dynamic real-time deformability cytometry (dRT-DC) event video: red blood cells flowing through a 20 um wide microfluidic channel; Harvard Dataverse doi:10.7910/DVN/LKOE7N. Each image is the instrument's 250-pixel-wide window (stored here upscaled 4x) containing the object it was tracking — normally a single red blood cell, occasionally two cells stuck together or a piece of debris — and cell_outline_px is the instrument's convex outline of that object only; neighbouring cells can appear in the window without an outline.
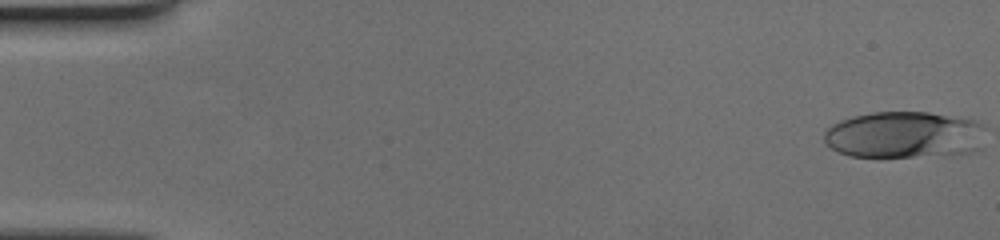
{"species": "human", "species_latin": "Homo sapiens", "temperature_condition": "cold", "stored_images_in_passage": 50, "camera_frame_rate_fps": 3000, "um_per_image_px": 0.085, "donor": {"sex": "female"}, "frame": {"image": 1, "passage_image": 1, "time_ms": 0.0, "image_size_px": [1000, 240], "cell_outline_px": [[984, 148], [968, 152], [912, 156], [848, 156], [836, 152], [824, 144], [824, 132], [832, 124], [840, 120], [852, 116], [872, 112], [928, 112], [976, 120], [984, 124]], "centroid_in_image_um": [76.85, 11.45], "position_along_channel_um": 8.1, "area_um2": 44.22}}
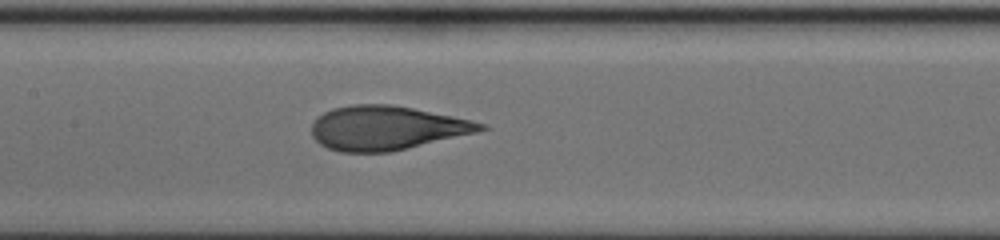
{"frame": {"image": 2, "passage_image": 25, "time_ms": 8.0, "image_size_px": [1000, 240], "cell_outline_px": [[488, 128], [476, 132], [388, 152], [340, 152], [328, 148], [320, 144], [312, 136], [312, 124], [324, 112], [332, 108], [352, 104], [392, 104], [472, 120], [488, 124]], "centroid_in_image_um": [32.83, 10.87], "position_along_channel_um": 174.6, "area_um2": 43.0}}
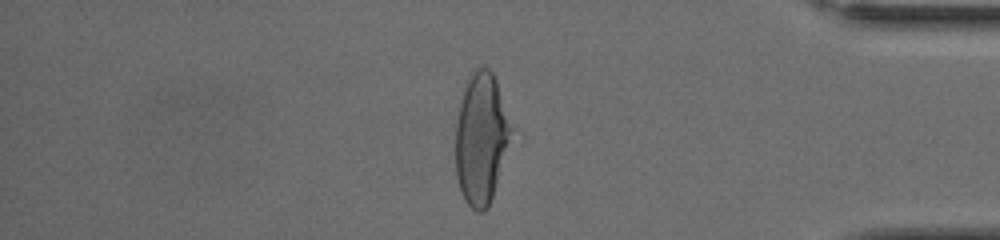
{"frame": {"image": 3, "passage_image": 43, "time_ms": 14.0, "image_size_px": [1000, 240], "cell_outline_px": [[512, 128], [492, 196], [488, 208], [484, 212], [476, 212], [464, 200], [456, 176], [456, 120], [460, 104], [468, 80], [472, 72], [480, 68], [488, 68], [492, 72], [496, 80]], "centroid_in_image_um": [40.87, 11.8], "position_along_channel_um": 394.3, "area_um2": 41.33}}